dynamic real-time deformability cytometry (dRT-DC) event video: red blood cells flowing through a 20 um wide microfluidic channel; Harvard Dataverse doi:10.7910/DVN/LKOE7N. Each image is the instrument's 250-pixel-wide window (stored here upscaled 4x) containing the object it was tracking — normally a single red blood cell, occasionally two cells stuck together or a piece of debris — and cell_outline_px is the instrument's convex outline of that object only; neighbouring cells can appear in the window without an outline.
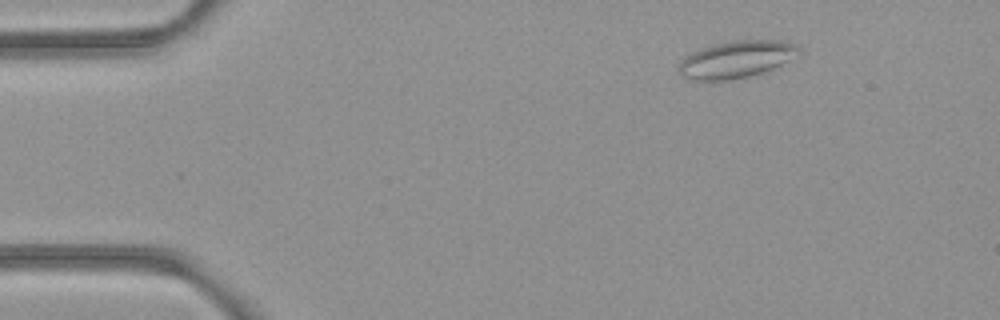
{"species": "common noctule bat (a hibernating species)", "species_latin": "Nyctalus noctula", "temperature_condition": "room temperature", "stored_images_in_passage": 4, "camera_frame_rate_fps": 3000, "um_per_image_px": 0.085, "animal": {"sex": "female", "body_mass_g": 21.9}, "frame": {"image": 1, "passage_image": 2, "time_ms": 0.333, "image_size_px": [1000, 320], "cell_outline_px": [[800, 52], [788, 60], [772, 68], [748, 76], [728, 80], [692, 80], [684, 76], [680, 72], [680, 60], [692, 52], [712, 44], [736, 40], [780, 40], [796, 44], [800, 48]], "centroid_in_image_um": [62.58, 5.03], "position_along_channel_um": 22.4, "area_um2": 25.49}}